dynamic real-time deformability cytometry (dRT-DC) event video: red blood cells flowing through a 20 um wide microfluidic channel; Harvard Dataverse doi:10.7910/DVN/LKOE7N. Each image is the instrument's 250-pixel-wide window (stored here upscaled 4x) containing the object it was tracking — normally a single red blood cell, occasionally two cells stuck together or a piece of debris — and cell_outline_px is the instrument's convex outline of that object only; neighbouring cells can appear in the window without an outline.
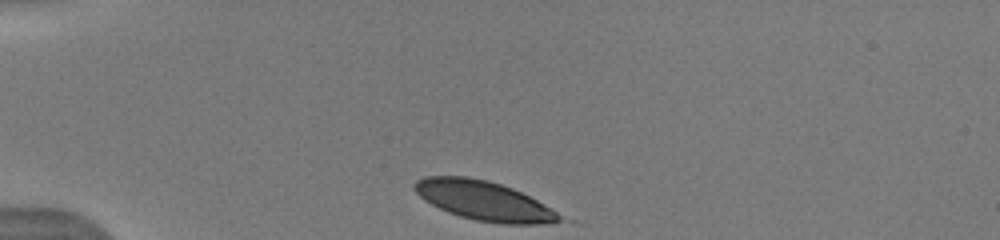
{"species": "human", "species_latin": "Homo sapiens", "temperature_condition": "warm", "stored_images_in_passage": 6, "camera_frame_rate_fps": 3000, "um_per_image_px": 0.085, "donor": {"sex": "male"}, "frame": {"image": 1, "passage_image": 1, "time_ms": 0.0, "image_size_px": [1000, 240], "cell_outline_px": [[588, 224], [500, 224], [476, 220], [460, 216], [448, 212], [424, 200], [412, 188], [412, 184], [416, 180], [424, 176], [468, 176], [488, 180], [512, 188]], "centroid_in_image_um": [41.44, 17.12], "position_along_channel_um": 43.6, "area_um2": 34.97}}